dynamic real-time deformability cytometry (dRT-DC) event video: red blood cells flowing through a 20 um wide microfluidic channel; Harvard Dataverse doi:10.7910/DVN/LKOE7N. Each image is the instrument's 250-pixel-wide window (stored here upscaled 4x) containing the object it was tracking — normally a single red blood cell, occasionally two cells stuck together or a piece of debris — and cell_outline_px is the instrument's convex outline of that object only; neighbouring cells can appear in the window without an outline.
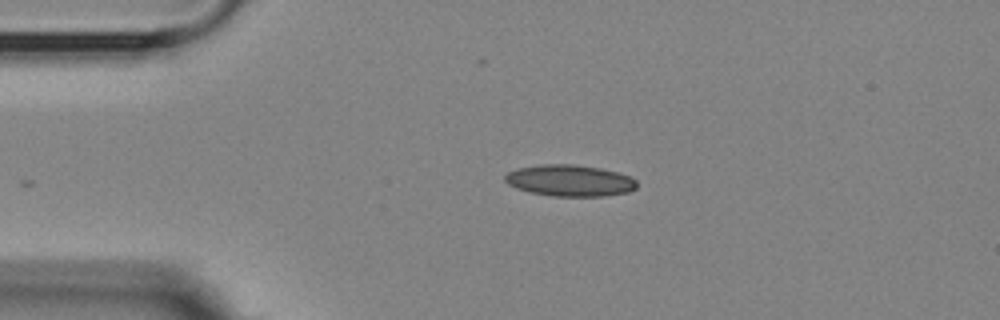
{"species": "Egyptian fruit bat (a non-hibernating species)", "species_latin": "Rousettus aegyptiacus", "temperature_condition": "room temperature", "stored_images_in_passage": 3, "camera_frame_rate_fps": 3000, "um_per_image_px": 0.085, "animal": {"sex": "female"}, "frame": {"image": 1, "passage_image": 1, "time_ms": 0.0, "image_size_px": [1000, 320], "cell_outline_px": [[636, 188], [628, 192], [604, 196], [552, 196], [528, 192], [516, 188], [508, 184], [504, 180], [504, 176], [508, 172], [520, 168], [540, 164], [576, 164], [600, 168], [632, 176], [636, 180]], "centroid_in_image_um": [48.43, 15.35], "position_along_channel_um": 36.6, "area_um2": 24.28}}
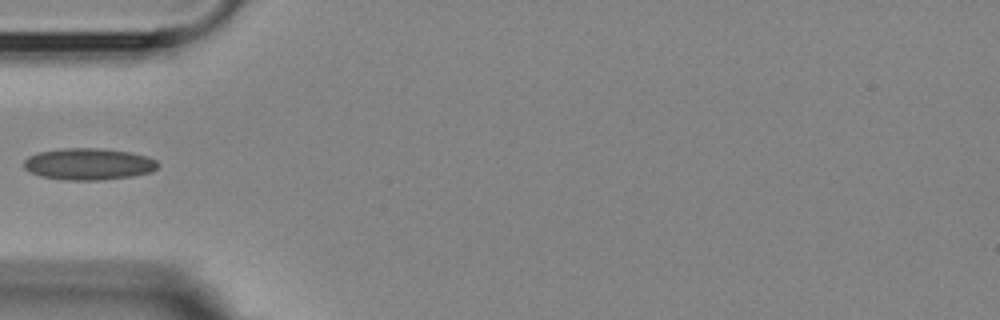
{"frame": {"image": 2, "passage_image": 3, "time_ms": 2.0, "image_size_px": [1000, 320], "cell_outline_px": [[160, 164], [152, 172], [132, 176], [104, 180], [64, 180], [40, 176], [28, 172], [24, 168], [24, 160], [28, 156], [40, 152], [64, 148], [100, 148], [132, 152], [148, 156], [156, 160]], "centroid_in_image_um": [7.55, 13.95], "position_along_channel_um": 77.5, "area_um2": 25.03}}